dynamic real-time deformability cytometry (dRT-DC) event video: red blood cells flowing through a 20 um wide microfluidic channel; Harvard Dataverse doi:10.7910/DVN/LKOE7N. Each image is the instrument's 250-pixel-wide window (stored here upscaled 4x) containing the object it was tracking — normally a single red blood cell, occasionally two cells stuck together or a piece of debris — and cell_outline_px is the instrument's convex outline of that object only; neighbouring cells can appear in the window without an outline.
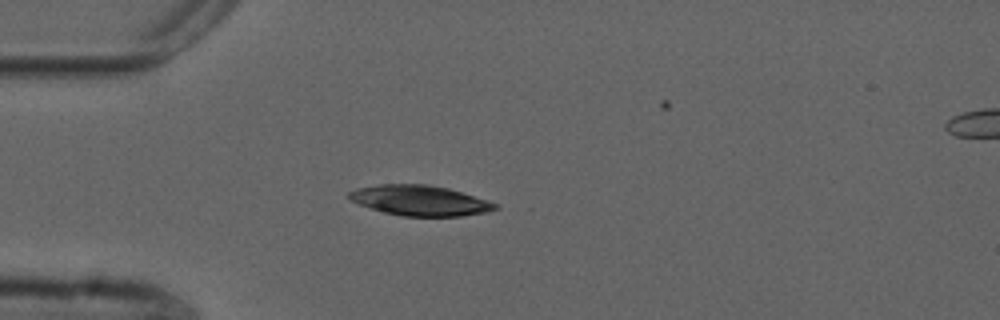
{"species": "common noctule bat (a hibernating species)", "species_latin": "Nyctalus noctula", "temperature_condition": "cold", "stored_images_in_passage": 31, "camera_frame_rate_fps": 3000, "um_per_image_px": 0.085, "animal": {"sex": "male", "forearm_length_mm": 52.5}, "frame": {"image": 1, "passage_image": 1, "time_ms": 0.0, "image_size_px": [1000, 320], "cell_outline_px": [[500, 208], [484, 212], [460, 216], [404, 216], [384, 212], [360, 204], [352, 200], [348, 196], [348, 192], [356, 188], [380, 184], [428, 184], [448, 188], [488, 200], [500, 204]], "centroid_in_image_um": [35.73, 17.03], "position_along_channel_um": 49.3, "area_um2": 25.66}}
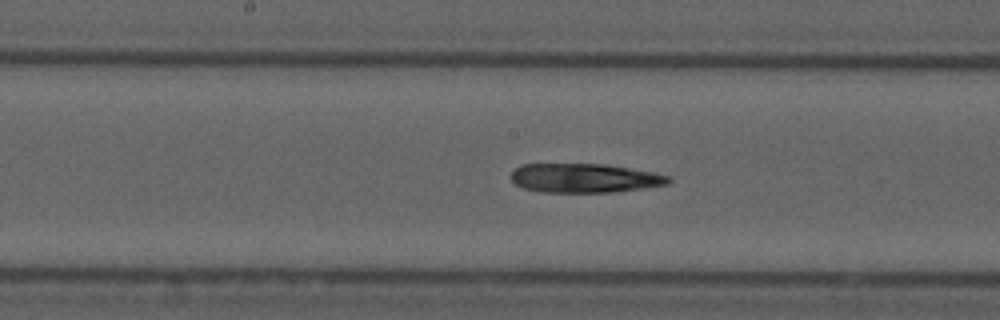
{"frame": {"image": 2, "passage_image": 14, "time_ms": 4.333, "image_size_px": [1000, 320], "cell_outline_px": [[672, 180], [668, 184], [644, 188], [612, 192], [544, 192], [524, 188], [516, 184], [512, 180], [512, 172], [520, 164], [604, 164], [652, 172], [672, 176]], "centroid_in_image_um": [49.71, 15.13], "position_along_channel_um": 198.5, "area_um2": 26.59}}
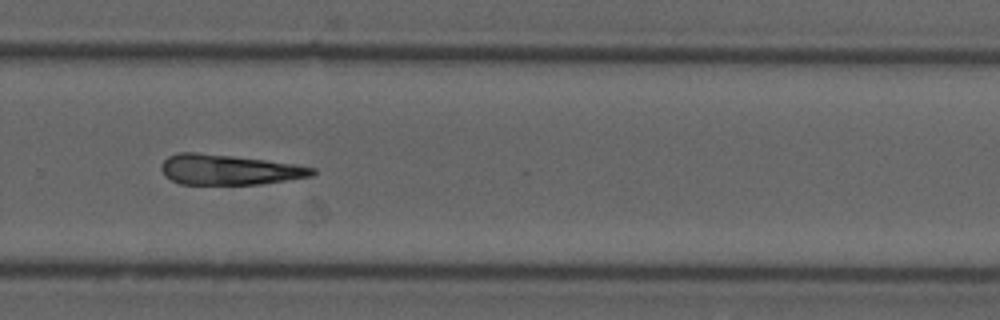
{"frame": {"image": 3, "passage_image": 23, "time_ms": 7.333, "image_size_px": [1000, 320], "cell_outline_px": [[316, 172], [312, 176], [260, 184], [180, 184], [164, 176], [160, 168], [160, 164], [168, 156], [176, 152], [196, 152], [232, 156], [296, 164], [316, 168]], "centroid_in_image_um": [19.43, 14.42], "position_along_channel_um": 310.4, "area_um2": 26.65}}